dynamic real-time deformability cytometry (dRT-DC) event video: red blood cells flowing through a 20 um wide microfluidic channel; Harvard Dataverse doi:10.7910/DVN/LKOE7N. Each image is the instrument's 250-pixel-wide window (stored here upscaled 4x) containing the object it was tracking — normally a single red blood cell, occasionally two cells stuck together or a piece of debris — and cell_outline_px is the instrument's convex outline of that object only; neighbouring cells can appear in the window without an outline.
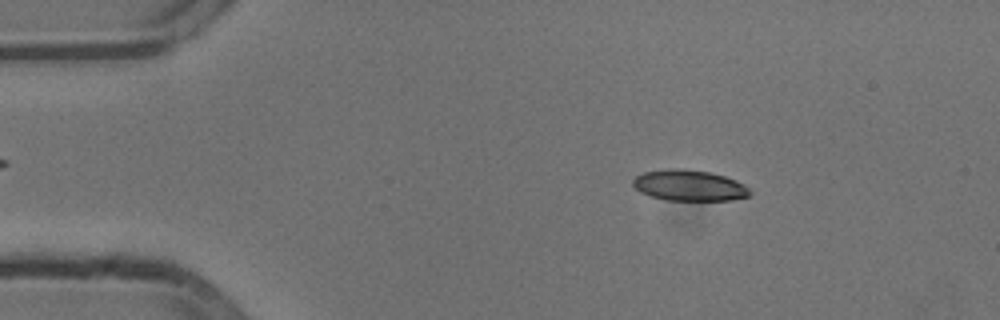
{"species": "common noctule bat (a hibernating species)", "species_latin": "Nyctalus noctula", "temperature_condition": "cold", "stored_images_in_passage": 53, "camera_frame_rate_fps": 3000, "um_per_image_px": 0.085, "animal": {"sex": "male", "body_mass_g": 13.3}, "frame": {"image": 1, "passage_image": 8, "time_ms": 2.333, "image_size_px": [1000, 320], "cell_outline_px": [[752, 192], [748, 196], [732, 200], [664, 200], [640, 192], [632, 184], [632, 180], [636, 176], [644, 172], [668, 168], [680, 168], [712, 172], [736, 180], [744, 184]], "centroid_in_image_um": [58.58, 15.75], "position_along_channel_um": 26.4, "area_um2": 21.15}}
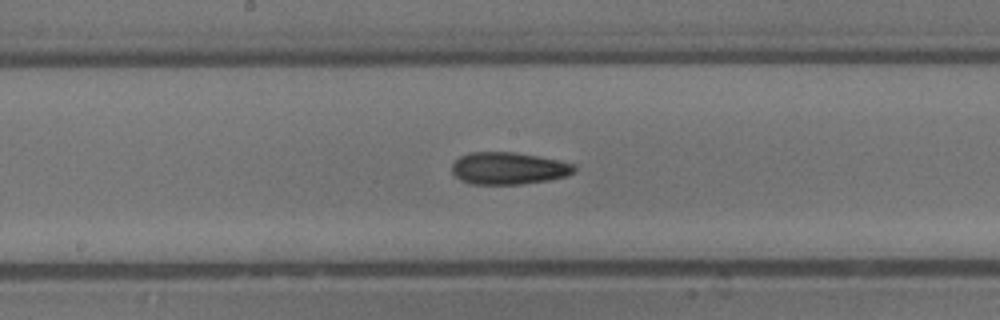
{"frame": {"image": 2, "passage_image": 27, "time_ms": 8.667, "image_size_px": [1000, 320], "cell_outline_px": [[576, 172], [564, 176], [548, 180], [520, 184], [472, 184], [460, 180], [452, 172], [452, 164], [460, 156], [468, 152], [512, 152], [536, 156], [576, 164]], "centroid_in_image_um": [43.21, 14.31], "position_along_channel_um": 205.0, "area_um2": 22.83}}
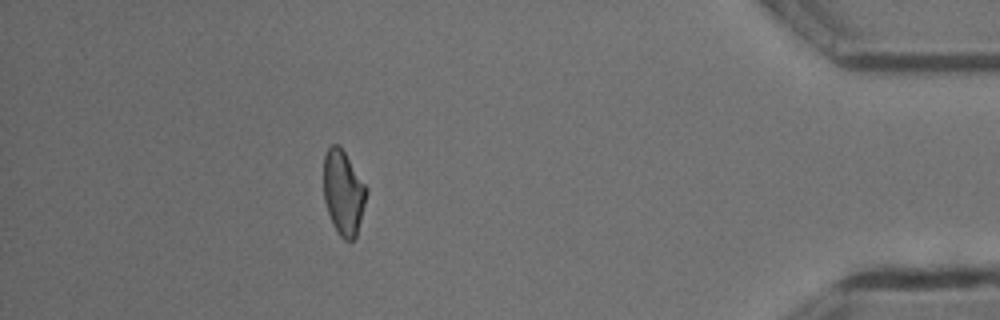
{"frame": {"image": 3, "passage_image": 47, "time_ms": 15.333, "image_size_px": [1000, 320], "cell_outline_px": [[368, 192], [356, 236], [352, 240], [344, 240], [340, 236], [332, 224], [324, 200], [324, 156], [328, 148], [332, 144], [336, 144], [344, 152], [368, 188]], "centroid_in_image_um": [29.19, 16.39], "position_along_channel_um": 406.0, "area_um2": 20.92}, "authors_computed_cell_mechanics": {"area_um2": 21.964, "velocity_mm_per_s": 3.824, "shape_relaxation_time_tau1_ms": 6.6431, "shape_relaxation_time_tau2_ms": 6.8779, "deformation_change_tau1": 0.1616, "deformation_change_tau2": 0.1615}}